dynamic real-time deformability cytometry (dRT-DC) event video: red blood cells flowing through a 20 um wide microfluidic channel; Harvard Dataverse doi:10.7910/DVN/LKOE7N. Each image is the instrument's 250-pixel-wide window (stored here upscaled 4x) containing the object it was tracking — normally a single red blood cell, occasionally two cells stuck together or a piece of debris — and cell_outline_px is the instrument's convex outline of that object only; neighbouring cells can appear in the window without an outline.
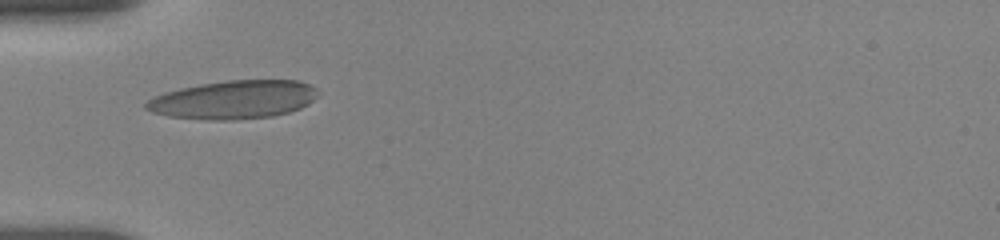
{"species": "human", "species_latin": "Homo sapiens", "temperature_condition": "room temperature", "stored_images_in_passage": 38, "camera_frame_rate_fps": 3000, "um_per_image_px": 0.085, "donor": {"sex": "female"}, "frame": {"image": 1, "passage_image": 1, "time_ms": 0.0, "image_size_px": [1000, 240], "cell_outline_px": [[316, 96], [308, 104], [300, 108], [288, 112], [272, 116], [232, 120], [208, 120], [168, 116], [152, 112], [144, 108], [144, 104], [148, 100], [164, 92], [180, 88], [200, 84], [228, 80], [300, 80], [316, 88]], "centroid_in_image_um": [19.83, 8.47], "position_along_channel_um": 65.2, "area_um2": 38.38}}
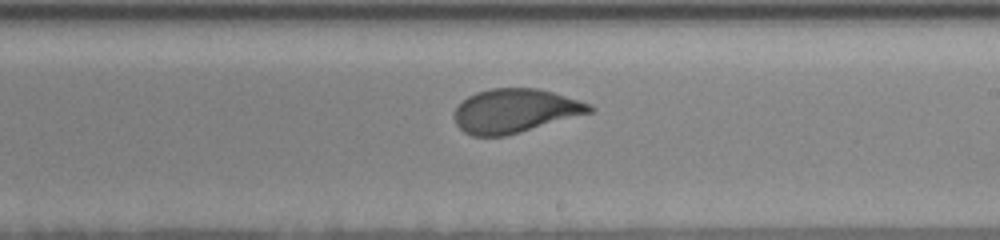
{"frame": {"image": 2, "passage_image": 16, "time_ms": 5.0, "image_size_px": [1000, 240], "cell_outline_px": [[596, 108], [592, 112], [520, 132], [504, 136], [472, 136], [464, 132], [456, 124], [456, 108], [468, 96], [476, 92], [492, 88], [536, 88], [552, 92], [588, 104]], "centroid_in_image_um": [43.76, 9.42], "position_along_channel_um": 245.2, "area_um2": 34.04}}
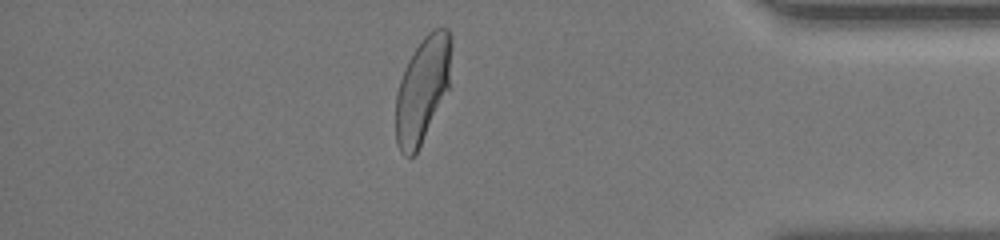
{"frame": {"image": 3, "passage_image": 31, "time_ms": 10.0, "image_size_px": [1000, 240], "cell_outline_px": [[452, 44], [448, 88], [416, 152], [412, 156], [404, 156], [400, 152], [396, 144], [396, 92], [404, 68], [408, 60], [424, 36], [428, 32], [436, 28], [448, 28], [452, 36]], "centroid_in_image_um": [35.9, 7.56], "position_along_channel_um": 399.3, "area_um2": 33.76}, "authors_computed_cell_mechanics": {"area_um2": 35.1135, "velocity_mm_per_s": 3.6292, "shape_relaxation_time_tau1_ms": 4.8214, "shape_relaxation_time_tau2_ms": null, "deformation_change_tau1": 0.1805, "deformation_change_tau2": null}}